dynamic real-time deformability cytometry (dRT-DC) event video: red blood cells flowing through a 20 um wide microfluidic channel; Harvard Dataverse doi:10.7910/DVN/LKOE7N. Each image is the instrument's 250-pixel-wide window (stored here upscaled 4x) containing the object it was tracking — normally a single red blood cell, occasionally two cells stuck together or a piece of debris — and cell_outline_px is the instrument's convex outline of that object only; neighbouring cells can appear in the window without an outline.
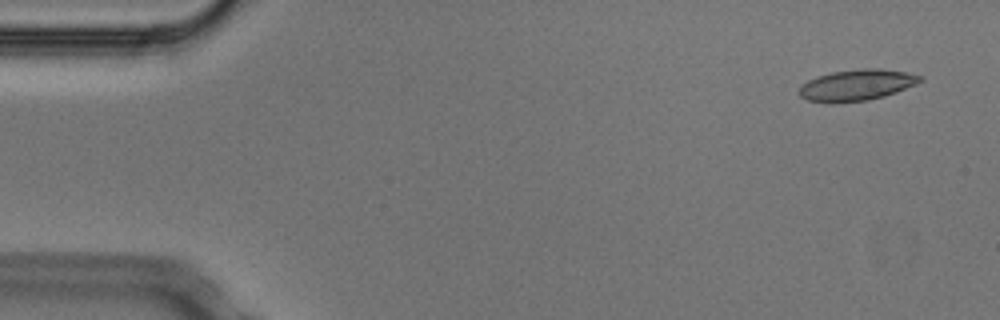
{"species": "Egyptian fruit bat (a non-hibernating species)", "species_latin": "Rousettus aegyptiacus", "temperature_condition": "cold", "stored_images_in_passage": 5, "camera_frame_rate_fps": 3000, "um_per_image_px": 0.085, "animal": {"sex": "male"}, "frame": {"image": 1, "passage_image": 1, "time_ms": 0.0, "image_size_px": [1000, 320], "cell_outline_px": [[924, 80], [916, 84], [896, 92], [884, 96], [868, 100], [832, 104], [808, 100], [800, 96], [796, 92], [808, 80], [832, 72], [860, 68], [880, 68], [908, 72], [924, 76]], "centroid_in_image_um": [72.85, 7.23], "position_along_channel_um": 12.2, "area_um2": 22.2}}
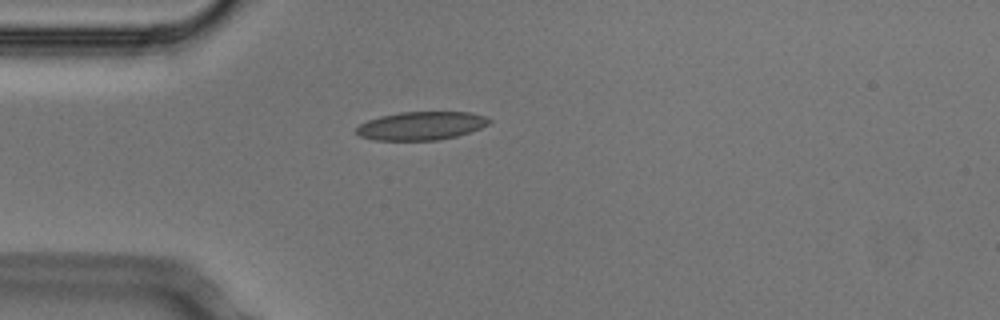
{"frame": {"image": 2, "passage_image": 4, "time_ms": 1.0, "image_size_px": [1000, 320], "cell_outline_px": [[492, 120], [488, 124], [480, 128], [456, 136], [440, 140], [372, 140], [360, 136], [356, 132], [356, 128], [360, 124], [368, 120], [380, 116], [400, 112], [468, 112], [484, 116]], "centroid_in_image_um": [35.78, 10.69], "position_along_channel_um": 49.2, "area_um2": 21.85}}